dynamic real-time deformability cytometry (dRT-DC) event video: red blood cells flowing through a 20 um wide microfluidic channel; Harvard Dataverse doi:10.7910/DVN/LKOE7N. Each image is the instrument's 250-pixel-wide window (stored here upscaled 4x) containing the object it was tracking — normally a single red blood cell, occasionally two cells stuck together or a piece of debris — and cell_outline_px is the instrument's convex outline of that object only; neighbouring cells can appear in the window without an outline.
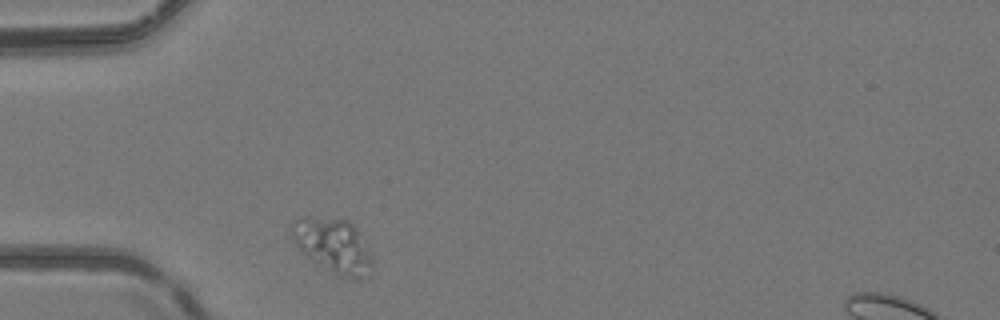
{"species": "common noctule bat (a hibernating species)", "species_latin": "Nyctalus noctula", "temperature_condition": "room temperature", "stored_images_in_passage": 33, "camera_frame_rate_fps": 3000, "um_per_image_px": 0.085, "animal": {"sex": "female", "body_mass_g": 24.6, "forearm_length_mm": 56.2}, "frame": {"image": 1, "passage_image": 1, "time_ms": 0.0, "image_size_px": [1000, 320], "cell_outline_px": [[372, 268], [368, 280], [344, 280], [312, 260], [292, 240], [288, 228], [288, 224], [292, 220], [348, 220], [356, 228], [372, 260]], "centroid_in_image_um": [28.34, 20.99], "position_along_channel_um": 56.7, "area_um2": 25.2}}
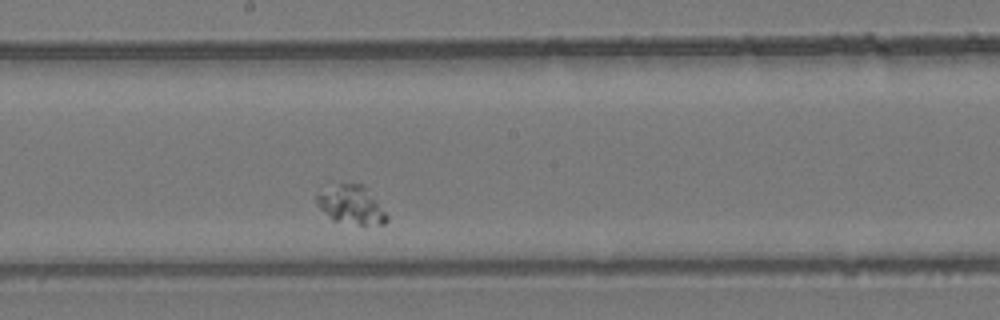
{"frame": {"image": 2, "passage_image": 15, "time_ms": 4.667, "image_size_px": [1000, 320], "cell_outline_px": [[388, 220], [384, 224], [360, 224], [332, 220], [316, 204], [316, 196], [340, 184], [360, 184], [364, 188], [388, 216]], "centroid_in_image_um": [29.85, 17.45], "position_along_channel_um": 218.4, "area_um2": 14.74}}
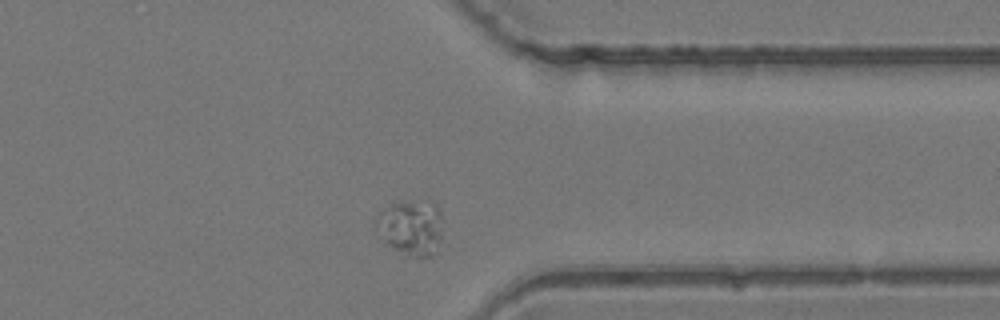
{"frame": {"image": 3, "passage_image": 28, "time_ms": 9.0, "image_size_px": [1000, 320], "cell_outline_px": [[440, 216], [436, 252], [432, 256], [400, 256], [376, 236], [372, 228], [376, 216], [380, 212], [392, 204], [432, 200], [436, 204], [440, 212]], "centroid_in_image_um": [34.81, 19.38], "position_along_channel_um": 376.6, "area_um2": 21.79}}